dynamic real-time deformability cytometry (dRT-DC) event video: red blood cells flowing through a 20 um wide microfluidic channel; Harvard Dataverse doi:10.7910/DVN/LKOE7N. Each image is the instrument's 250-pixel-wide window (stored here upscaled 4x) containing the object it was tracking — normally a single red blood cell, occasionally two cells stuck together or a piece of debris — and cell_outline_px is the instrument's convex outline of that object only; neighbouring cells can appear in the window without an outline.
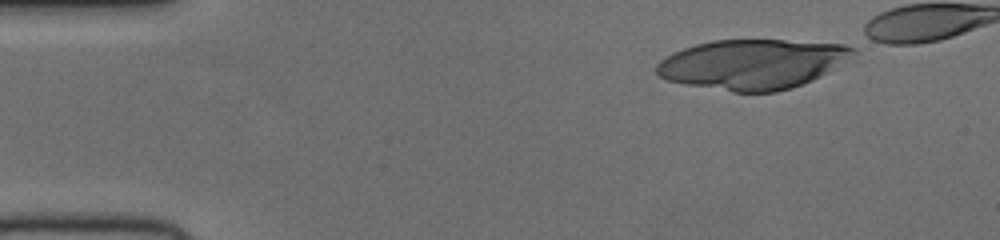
{"species": "human", "species_latin": "Homo sapiens", "temperature_condition": "cold", "stored_images_in_passage": 41, "camera_frame_rate_fps": 3000, "um_per_image_px": 0.085, "donor": {"sex": "female"}, "frame": {"image": 1, "passage_image": 1, "time_ms": 0.0, "image_size_px": [1000, 240], "cell_outline_px": [[856, 52], [828, 72], [812, 80], [792, 88], [776, 92], [732, 92], [684, 84], [668, 80], [660, 76], [656, 72], [656, 64], [660, 60], [672, 52], [696, 44], [712, 40], [784, 40], [856, 44]], "centroid_in_image_um": [63.97, 5.44], "position_along_channel_um": 21.0, "area_um2": 57.28}}
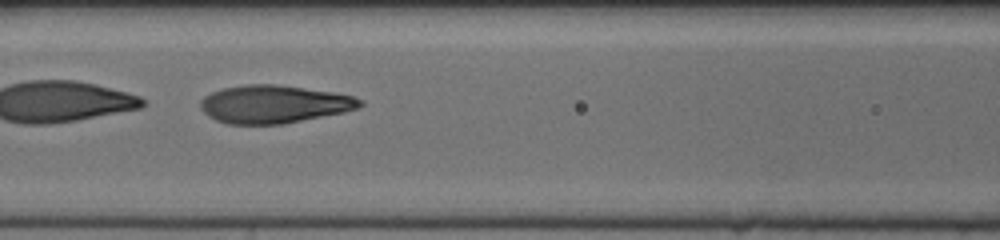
{"frame": {"image": 2, "passage_image": 18, "time_ms": 5.667, "image_size_px": [1000, 240], "cell_outline_px": [[364, 104], [360, 108], [344, 112], [284, 124], [228, 124], [216, 120], [208, 116], [200, 108], [200, 100], [204, 96], [212, 92], [224, 88], [244, 84], [276, 84], [332, 92], [352, 96], [364, 100]], "centroid_in_image_um": [23.29, 8.86], "position_along_channel_um": 143.3, "area_um2": 35.37}}